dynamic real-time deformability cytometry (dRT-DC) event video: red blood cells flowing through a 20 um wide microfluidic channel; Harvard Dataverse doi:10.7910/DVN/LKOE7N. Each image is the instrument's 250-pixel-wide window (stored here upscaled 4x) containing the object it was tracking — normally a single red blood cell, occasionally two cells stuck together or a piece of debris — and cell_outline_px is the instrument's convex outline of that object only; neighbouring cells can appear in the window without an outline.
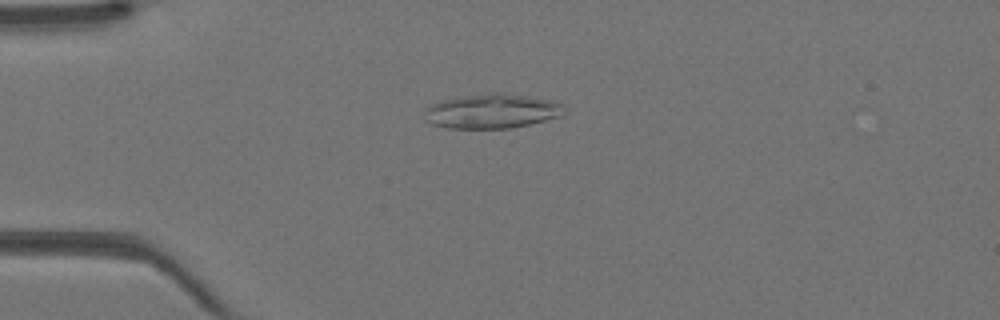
{"species": "Egyptian fruit bat (a non-hibernating species)", "species_latin": "Rousettus aegyptiacus", "temperature_condition": "warm", "stored_images_in_passage": 43, "camera_frame_rate_fps": 3000, "um_per_image_px": 0.085, "animal": {"sex": "female"}, "frame": {"image": 1, "passage_image": 11, "time_ms": 3.333, "image_size_px": [1000, 320], "cell_outline_px": [[564, 112], [560, 116], [512, 128], [448, 128], [432, 124], [424, 120], [424, 108], [440, 100], [488, 92], [500, 92], [556, 100], [564, 104]], "centroid_in_image_um": [41.8, 9.43], "position_along_channel_um": 43.2, "area_um2": 28.38}}
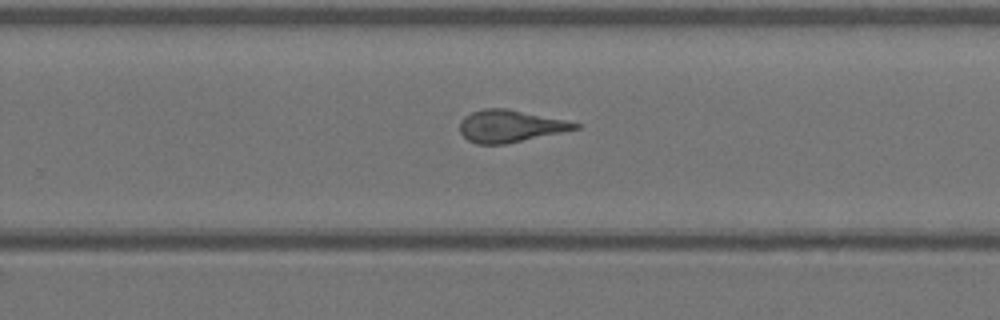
{"frame": {"image": 2, "passage_image": 28, "time_ms": 9.0, "image_size_px": [1000, 320], "cell_outline_px": [[580, 128], [564, 132], [504, 144], [476, 144], [468, 140], [460, 132], [460, 120], [464, 116], [472, 112], [484, 108], [508, 108], [564, 120], [580, 124]], "centroid_in_image_um": [43.34, 10.71], "position_along_channel_um": 286.5, "area_um2": 21.56}}
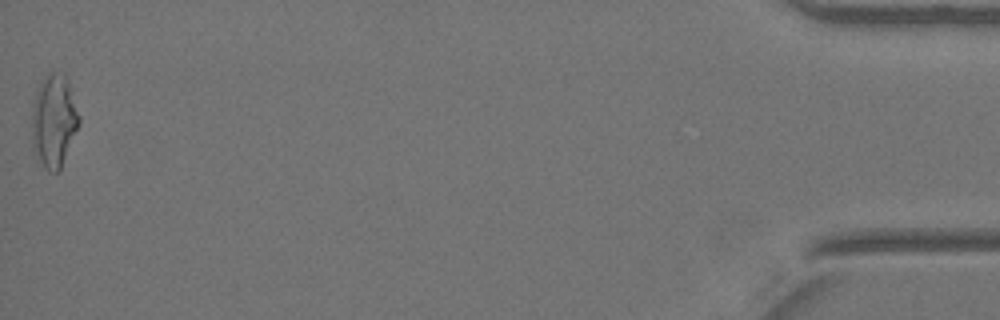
{"frame": {"image": 3, "passage_image": 43, "time_ms": 14.0, "image_size_px": [1000, 320], "cell_outline_px": [[80, 124], [60, 168], [56, 172], [48, 172], [44, 168], [32, 144], [32, 108], [40, 84], [44, 76], [48, 72], [64, 72], [68, 80], [80, 116]], "centroid_in_image_um": [4.6, 10.24], "position_along_channel_um": 430.6, "area_um2": 25.37}}